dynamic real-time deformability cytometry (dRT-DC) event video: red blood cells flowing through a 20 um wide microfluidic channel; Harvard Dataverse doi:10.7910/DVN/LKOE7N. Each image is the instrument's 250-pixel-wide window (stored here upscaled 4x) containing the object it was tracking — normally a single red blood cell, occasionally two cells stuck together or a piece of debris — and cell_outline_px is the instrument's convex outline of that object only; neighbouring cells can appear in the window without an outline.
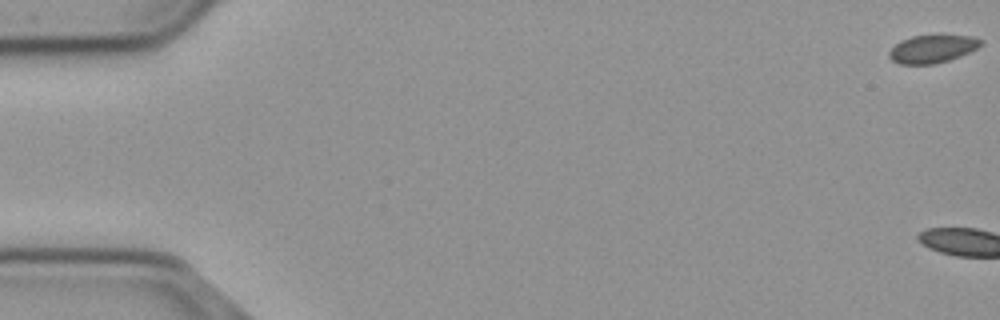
{"species": "common noctule bat (a hibernating species)", "species_latin": "Nyctalus noctula", "temperature_condition": "cold", "stored_images_in_passage": 4, "camera_frame_rate_fps": 3000, "um_per_image_px": 0.085, "animal": {"sex": "male", "body_mass_g": 23.1, "forearm_length_mm": 52.7}, "frame": {"image": 1, "passage_image": 1, "time_ms": 0.0, "image_size_px": [1000, 320], "cell_outline_px": [[984, 44], [960, 56], [948, 60], [932, 64], [900, 64], [892, 60], [888, 56], [888, 52], [900, 40], [912, 36], [972, 36], [984, 40]], "centroid_in_image_um": [79.24, 4.16], "position_along_channel_um": 5.8, "area_um2": 14.74}}